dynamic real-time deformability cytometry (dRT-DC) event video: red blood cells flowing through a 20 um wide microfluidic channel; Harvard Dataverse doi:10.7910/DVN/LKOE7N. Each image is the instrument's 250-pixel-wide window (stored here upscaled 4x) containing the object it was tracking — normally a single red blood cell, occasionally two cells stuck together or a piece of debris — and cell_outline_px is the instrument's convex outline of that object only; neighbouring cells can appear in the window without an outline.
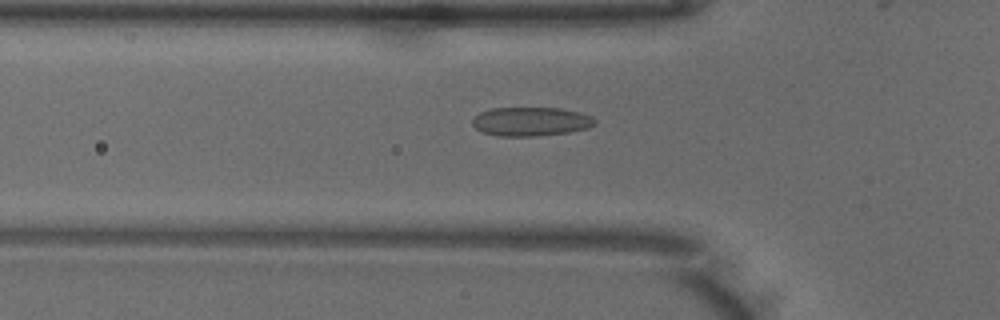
{"species": "common noctule bat (a hibernating species)", "species_latin": "Nyctalus noctula", "temperature_condition": "warm", "stored_images_in_passage": 50, "camera_frame_rate_fps": 3000, "um_per_image_px": 0.085, "animal": {"sex": "male", "body_mass_g": 18.8}, "frame": {"image": 1, "passage_image": 16, "time_ms": 5.0, "image_size_px": [1000, 320], "cell_outline_px": [[596, 124], [588, 128], [568, 132], [536, 136], [500, 136], [484, 132], [476, 128], [472, 124], [472, 120], [480, 112], [492, 108], [560, 108], [592, 116], [596, 120]], "centroid_in_image_um": [45.13, 10.33], "position_along_channel_um": 80.7, "area_um2": 20.46}}
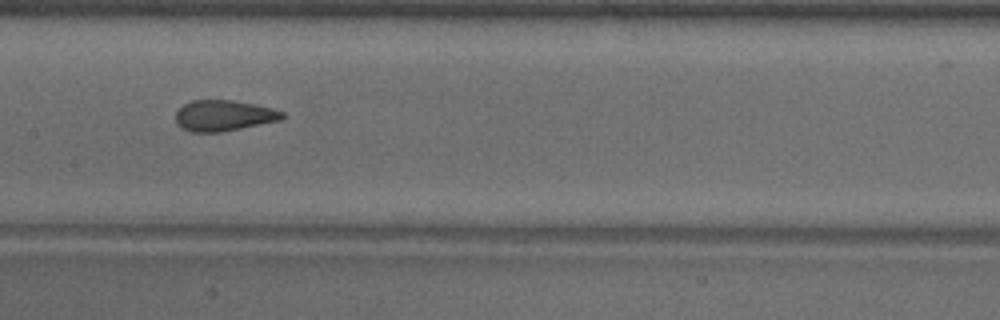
{"frame": {"image": 2, "passage_image": 24, "time_ms": 7.667, "image_size_px": [1000, 320], "cell_outline_px": [[288, 116], [280, 120], [220, 132], [192, 132], [176, 124], [176, 112], [184, 104], [192, 100], [232, 100], [256, 104], [272, 108], [284, 112]], "centroid_in_image_um": [19.04, 9.81], "position_along_channel_um": 188.4, "area_um2": 19.13}}
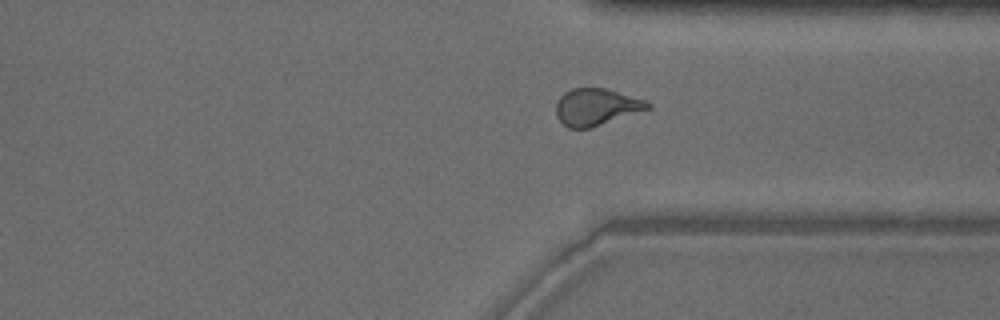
{"frame": {"image": 3, "passage_image": 37, "time_ms": 12.0, "image_size_px": [1000, 320], "cell_outline_px": [[652, 108], [588, 128], [568, 128], [556, 116], [556, 104], [560, 96], [564, 92], [572, 88], [604, 88], [644, 100], [652, 104]], "centroid_in_image_um": [50.66, 9.08], "position_along_channel_um": 360.7, "area_um2": 19.42}, "authors_computed_cell_mechanics": {"area_um2": 19.9699, "velocity_mm_per_s": 3.9901, "shape_relaxation_time_tau1_ms": 6.8735, "shape_relaxation_time_tau2_ms": 0.874, "deformation_change_tau1": 0.1884, "deformation_change_tau2": 0.0638}}